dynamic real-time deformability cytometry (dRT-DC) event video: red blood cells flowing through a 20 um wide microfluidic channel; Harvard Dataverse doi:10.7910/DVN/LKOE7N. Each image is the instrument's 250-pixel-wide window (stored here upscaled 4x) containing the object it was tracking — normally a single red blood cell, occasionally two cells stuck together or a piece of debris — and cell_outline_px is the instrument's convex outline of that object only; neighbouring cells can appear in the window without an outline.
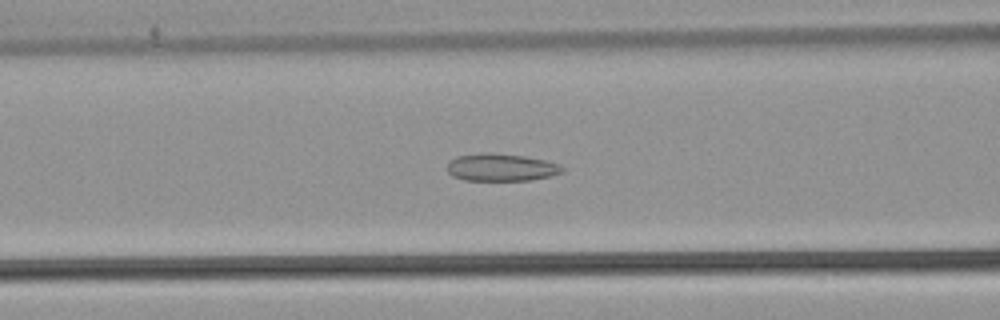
{"species": "common noctule bat (a hibernating species)", "species_latin": "Nyctalus noctula", "temperature_condition": "warm", "stored_images_in_passage": 54, "camera_frame_rate_fps": 3000, "um_per_image_px": 0.085, "animal": {"sex": "male", "body_mass_g": 21.5, "forearm_length_mm": 52.0}, "frame": {"image": 1, "passage_image": 23, "time_ms": 7.333, "image_size_px": [1000, 320], "cell_outline_px": [[564, 172], [552, 176], [528, 180], [464, 180], [452, 176], [448, 172], [448, 160], [456, 156], [484, 152], [492, 152], [524, 156], [544, 160], [560, 164], [564, 168]], "centroid_in_image_um": [42.59, 14.22], "position_along_channel_um": 124.0, "area_um2": 18.61}}
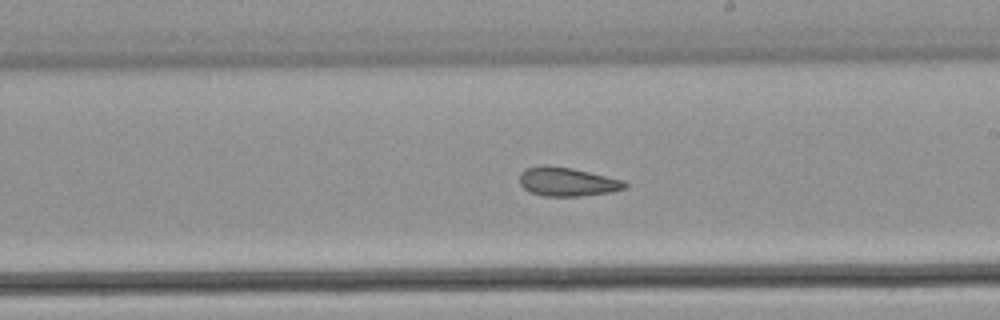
{"frame": {"image": 2, "passage_image": 32, "time_ms": 10.333, "image_size_px": [1000, 320], "cell_outline_px": [[628, 184], [624, 188], [612, 192], [580, 196], [544, 196], [532, 192], [524, 188], [520, 184], [520, 172], [524, 168], [544, 164], [572, 168], [624, 180]], "centroid_in_image_um": [48.2, 15.44], "position_along_channel_um": 240.8, "area_um2": 17.74}}
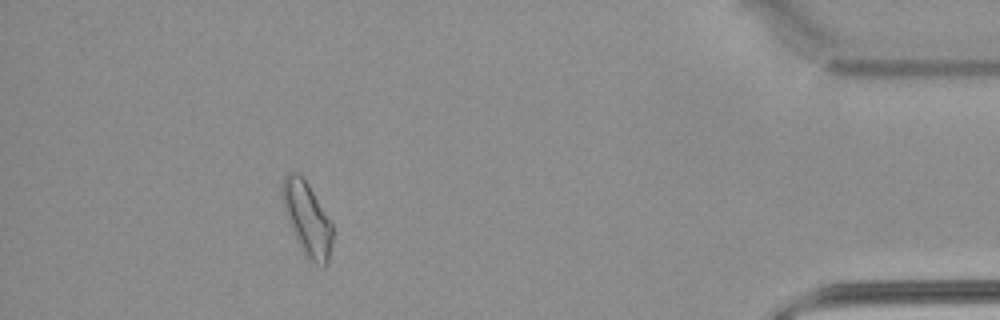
{"frame": {"image": 3, "passage_image": 49, "time_ms": 16.0, "image_size_px": [1000, 320], "cell_outline_px": [[332, 244], [328, 264], [324, 268], [316, 264], [304, 256], [300, 248], [284, 212], [280, 188], [284, 176], [288, 172], [296, 172], [308, 184], [332, 224]], "centroid_in_image_um": [26.09, 18.63], "position_along_channel_um": 409.1, "area_um2": 21.56}, "authors_computed_cell_mechanics": {"area_um2": 19.7387, "velocity_mm_per_s": 3.9011, "shape_relaxation_time_tau1_ms": null, "shape_relaxation_time_tau2_ms": 3.2001, "deformation_change_tau1": null, "deformation_change_tau2": 0.0963}}